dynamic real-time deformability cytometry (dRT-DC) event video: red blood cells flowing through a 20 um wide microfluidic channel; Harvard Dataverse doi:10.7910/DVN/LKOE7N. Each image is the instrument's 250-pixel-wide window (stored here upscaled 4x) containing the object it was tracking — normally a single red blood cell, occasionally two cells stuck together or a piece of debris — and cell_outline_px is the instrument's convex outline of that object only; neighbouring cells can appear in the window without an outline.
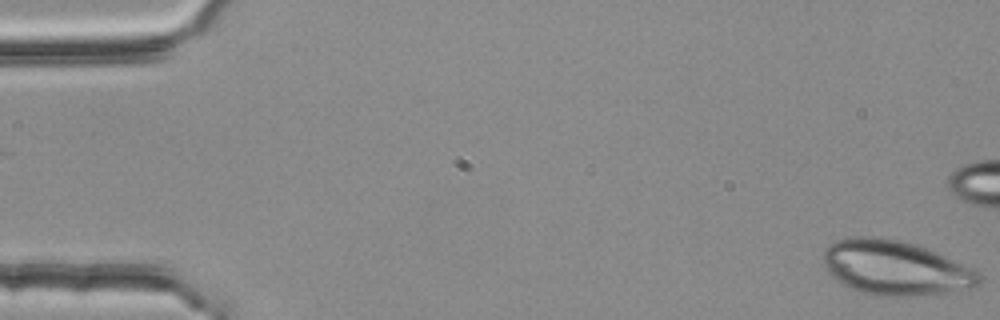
{"species": "common noctule bat (a hibernating species)", "species_latin": "Nyctalus noctula", "temperature_condition": "room temperature", "stored_images_in_passage": 3, "camera_frame_rate_fps": 3000, "um_per_image_px": 0.085, "animal": {"sex": "female", "body_mass_g": 25.1}, "frame": {"image": 1, "passage_image": 3, "time_ms": 0.667, "image_size_px": [1000, 320], "cell_outline_px": [[984, 276], [980, 284], [968, 288], [944, 292], [908, 296], [876, 296], [860, 292], [848, 288], [840, 284], [828, 272], [824, 264], [824, 248], [828, 244], [836, 240], [860, 236], [872, 236], [900, 240], [936, 252], [976, 268]], "centroid_in_image_um": [76.11, 22.77], "position_along_channel_um": 8.9, "area_um2": 49.77}}